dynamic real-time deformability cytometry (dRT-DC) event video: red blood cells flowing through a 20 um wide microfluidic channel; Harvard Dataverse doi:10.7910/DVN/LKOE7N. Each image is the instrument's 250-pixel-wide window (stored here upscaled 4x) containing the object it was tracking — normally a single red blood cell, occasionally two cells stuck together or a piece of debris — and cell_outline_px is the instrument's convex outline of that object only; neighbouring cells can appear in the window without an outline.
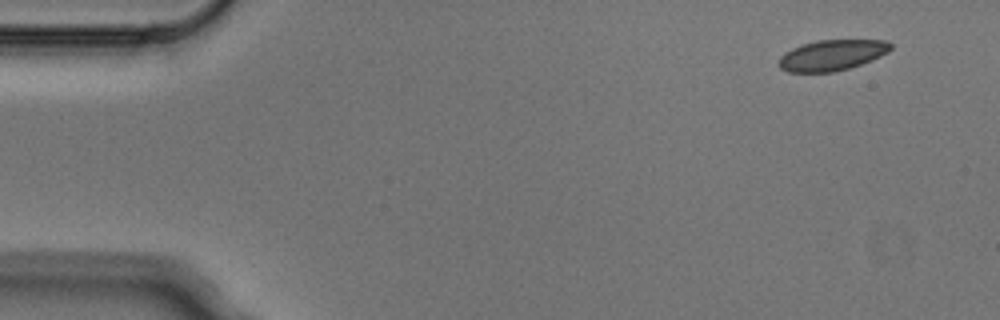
{"species": "Egyptian fruit bat (a non-hibernating species)", "species_latin": "Rousettus aegyptiacus", "temperature_condition": "cold", "stored_images_in_passage": 4, "camera_frame_rate_fps": 3000, "um_per_image_px": 0.085, "animal": {"sex": "male"}, "frame": {"image": 1, "passage_image": 1, "time_ms": 0.0, "image_size_px": [1000, 320], "cell_outline_px": [[892, 48], [888, 52], [872, 60], [848, 68], [832, 72], [788, 72], [780, 68], [776, 64], [780, 56], [784, 52], [792, 48], [816, 40], [888, 40], [892, 44]], "centroid_in_image_um": [70.69, 4.69], "position_along_channel_um": 14.3, "area_um2": 20.11}}
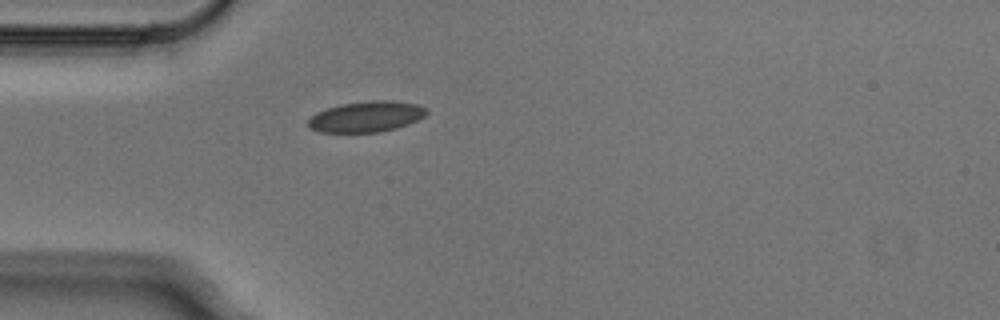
{"frame": {"image": 2, "passage_image": 4, "time_ms": 1.0, "image_size_px": [1000, 320], "cell_outline_px": [[428, 112], [424, 116], [408, 124], [396, 128], [380, 132], [320, 132], [308, 128], [308, 120], [316, 112], [340, 104], [372, 100], [392, 100], [416, 104], [428, 108]], "centroid_in_image_um": [31.14, 9.91], "position_along_channel_um": 53.9, "area_um2": 21.27}}